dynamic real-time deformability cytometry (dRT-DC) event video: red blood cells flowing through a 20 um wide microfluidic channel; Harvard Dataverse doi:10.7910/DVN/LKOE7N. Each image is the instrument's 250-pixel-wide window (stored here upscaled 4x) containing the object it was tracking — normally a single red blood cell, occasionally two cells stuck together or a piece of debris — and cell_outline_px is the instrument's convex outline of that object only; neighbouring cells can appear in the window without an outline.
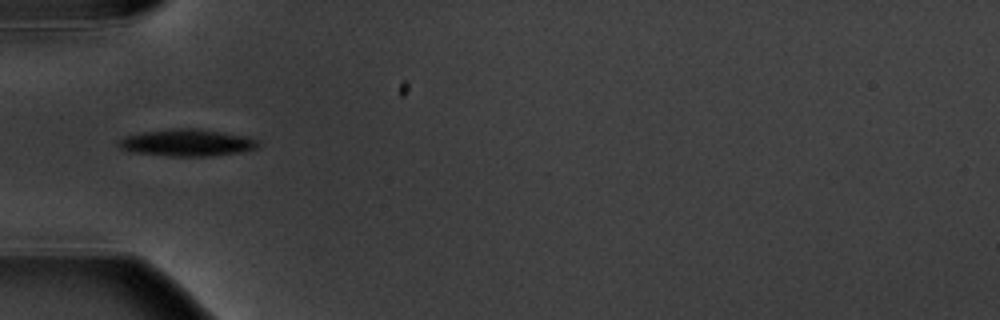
{"species": "common noctule bat (a hibernating species)", "species_latin": "Nyctalus noctula", "temperature_condition": "warm", "stored_images_in_passage": 15, "camera_frame_rate_fps": 3000, "um_per_image_px": 0.085, "animal": {"sex": "male", "body_mass_g": 20.1, "forearm_length_mm": 53.5}, "frame": {"image": 1, "passage_image": 5, "time_ms": 5.667, "image_size_px": [1000, 320], "cell_outline_px": [[260, 144], [256, 148], [240, 152], [212, 156], [168, 156], [128, 152], [120, 148], [120, 140], [128, 136], [144, 132], [176, 128], [196, 128], [248, 136], [260, 140]], "centroid_in_image_um": [15.96, 12.14], "position_along_channel_um": 69.0, "area_um2": 21.91}}
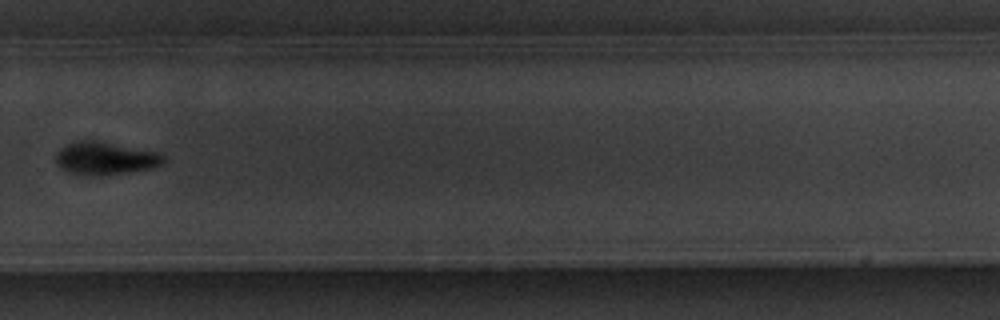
{"frame": {"image": 2, "passage_image": 11, "time_ms": 12.667, "image_size_px": [1000, 320], "cell_outline_px": [[164, 160], [160, 164], [152, 168], [132, 172], [100, 176], [88, 176], [68, 172], [60, 168], [56, 164], [56, 152], [60, 148], [68, 144], [80, 140], [96, 140], [160, 152], [164, 156]], "centroid_in_image_um": [8.93, 13.47], "position_along_channel_um": 320.9, "area_um2": 20.87}}
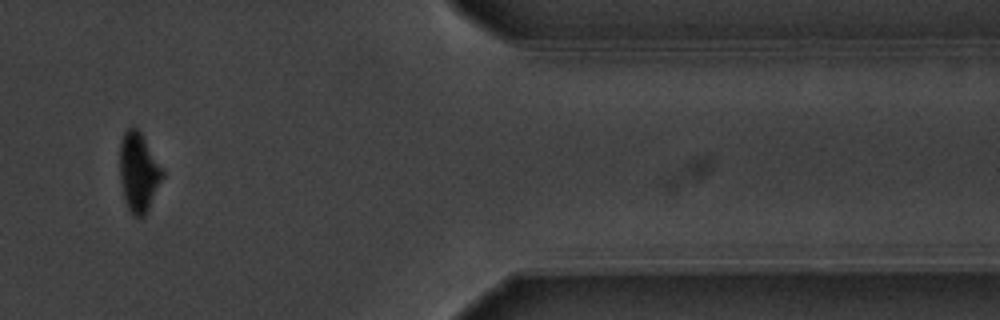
{"frame": {"image": 3, "passage_image": 13, "time_ms": 15.667, "image_size_px": [1000, 320], "cell_outline_px": [[164, 176], [144, 216], [136, 216], [128, 208], [124, 200], [120, 184], [120, 140], [124, 132], [128, 128], [136, 128], [140, 132], [164, 172]], "centroid_in_image_um": [11.75, 14.63], "position_along_channel_um": 399.6, "area_um2": 19.31}, "authors_computed_cell_mechanics": {"area_um2": 21.9062, "velocity_mm_per_s": 3.6036, "shape_relaxation_time_tau1_ms": 1.4096, "shape_relaxation_time_tau2_ms": null, "deformation_change_tau1": 0.0968, "deformation_change_tau2": null}}